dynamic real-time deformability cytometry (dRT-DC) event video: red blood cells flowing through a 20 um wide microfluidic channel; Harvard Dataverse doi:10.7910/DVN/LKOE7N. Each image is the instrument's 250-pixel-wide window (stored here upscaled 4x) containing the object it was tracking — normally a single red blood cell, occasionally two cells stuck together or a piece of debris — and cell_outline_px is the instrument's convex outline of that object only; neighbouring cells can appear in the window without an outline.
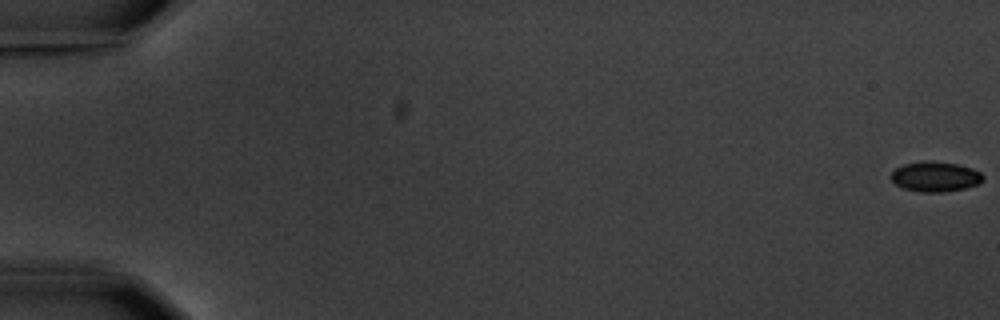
{"species": "common noctule bat (a hibernating species)", "species_latin": "Nyctalus noctula", "temperature_condition": "warm", "stored_images_in_passage": 11, "camera_frame_rate_fps": 3000, "um_per_image_px": 0.085, "animal": {"sex": "male", "body_mass_g": 20.1, "forearm_length_mm": 53.5}, "frame": {"image": 1, "passage_image": 1, "time_ms": 0.0, "image_size_px": [1000, 320], "cell_outline_px": [[984, 180], [980, 184], [964, 188], [940, 192], [920, 192], [904, 188], [896, 184], [888, 176], [896, 168], [904, 164], [924, 160], [932, 160], [956, 164], [972, 168], [980, 172], [984, 176]], "centroid_in_image_um": [79.5, 15.0], "position_along_channel_um": 5.5, "area_um2": 16.24}}
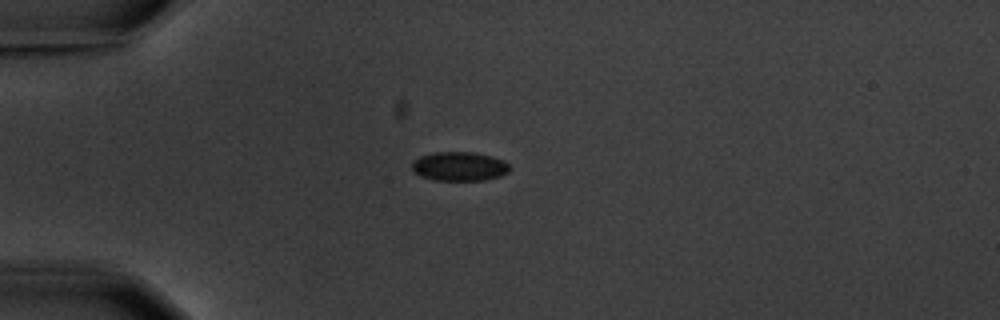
{"frame": {"image": 2, "passage_image": 5, "time_ms": 5.333, "image_size_px": [1000, 320], "cell_outline_px": [[512, 168], [508, 172], [500, 176], [484, 180], [436, 180], [420, 176], [412, 172], [412, 164], [420, 156], [432, 152], [476, 152], [492, 156], [504, 160]], "centroid_in_image_um": [39.06, 14.13], "position_along_channel_um": 45.9, "area_um2": 16.7}}